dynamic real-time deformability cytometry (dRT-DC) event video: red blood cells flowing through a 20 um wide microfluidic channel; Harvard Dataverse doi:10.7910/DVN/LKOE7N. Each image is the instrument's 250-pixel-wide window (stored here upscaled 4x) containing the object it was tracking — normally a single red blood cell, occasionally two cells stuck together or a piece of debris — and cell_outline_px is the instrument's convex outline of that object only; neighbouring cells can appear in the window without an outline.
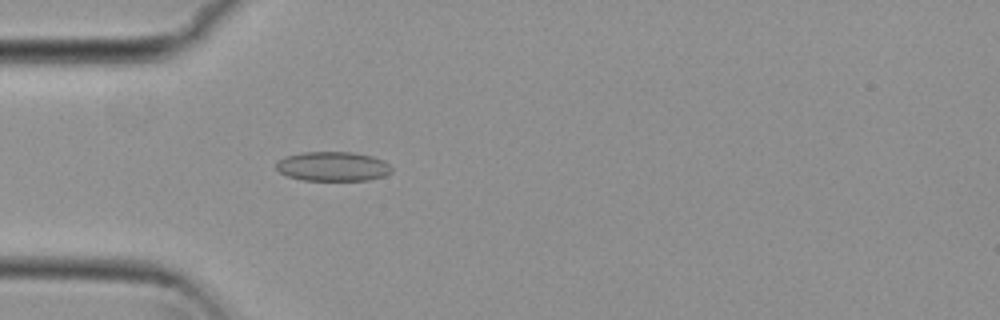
{"species": "common noctule bat (a hibernating species)", "species_latin": "Nyctalus noctula", "temperature_condition": "cold", "stored_images_in_passage": 40, "camera_frame_rate_fps": 3000, "um_per_image_px": 0.085, "animal": {"sex": "female", "body_mass_g": 29.2, "forearm_length_mm": 56.3}, "frame": {"image": 1, "passage_image": 2, "time_ms": 0.333, "image_size_px": [1000, 320], "cell_outline_px": [[392, 172], [384, 176], [368, 180], [304, 180], [288, 176], [280, 172], [276, 168], [276, 164], [280, 160], [288, 156], [304, 152], [352, 152], [372, 156], [384, 160], [392, 168]], "centroid_in_image_um": [28.33, 14.14], "position_along_channel_um": 56.7, "area_um2": 19.65}}
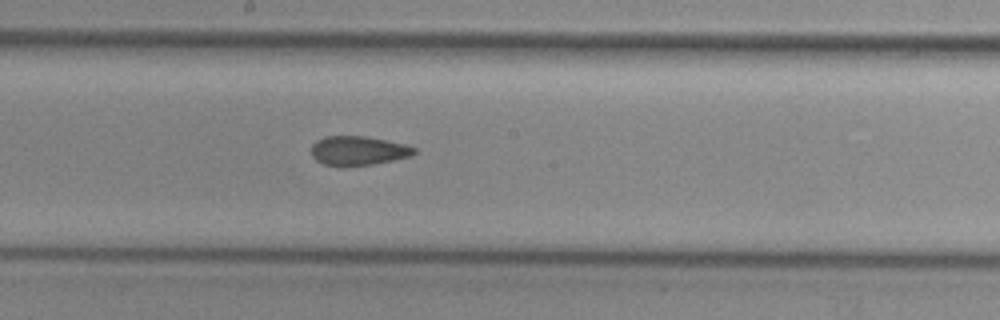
{"frame": {"image": 2, "passage_image": 15, "time_ms": 4.667, "image_size_px": [1000, 320], "cell_outline_px": [[416, 152], [412, 156], [372, 164], [344, 168], [324, 164], [316, 160], [312, 156], [312, 144], [316, 140], [324, 136], [364, 136], [404, 144], [416, 148]], "centroid_in_image_um": [30.41, 12.83], "position_along_channel_um": 217.8, "area_um2": 17.69}}
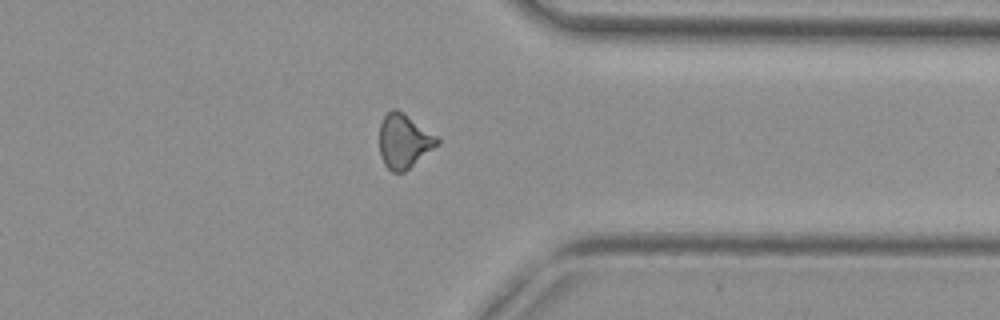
{"frame": {"image": 3, "passage_image": 28, "time_ms": 9.0, "image_size_px": [1000, 320], "cell_outline_px": [[440, 144], [404, 172], [392, 172], [384, 164], [380, 156], [380, 124], [384, 116], [392, 108], [396, 108], [404, 112], [436, 136], [440, 140]], "centroid_in_image_um": [34.34, 11.99], "position_along_channel_um": 377.1, "area_um2": 18.26}, "authors_computed_cell_mechanics": {"area_um2": 18.0625, "velocity_mm_per_s": 3.8208, "shape_relaxation_time_tau1_ms": null, "shape_relaxation_time_tau2_ms": 2.6456, "deformation_change_tau1": null, "deformation_change_tau2": 0.0837}}